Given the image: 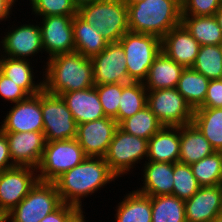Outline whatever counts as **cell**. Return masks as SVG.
<instances>
[{
	"label": "cell",
	"mask_w": 222,
	"mask_h": 222,
	"mask_svg": "<svg viewBox=\"0 0 222 222\" xmlns=\"http://www.w3.org/2000/svg\"><path fill=\"white\" fill-rule=\"evenodd\" d=\"M86 157L76 138L46 142L36 168L38 179L54 182L62 174L79 165Z\"/></svg>",
	"instance_id": "cell-7"
},
{
	"label": "cell",
	"mask_w": 222,
	"mask_h": 222,
	"mask_svg": "<svg viewBox=\"0 0 222 222\" xmlns=\"http://www.w3.org/2000/svg\"><path fill=\"white\" fill-rule=\"evenodd\" d=\"M199 48L200 44L182 24L171 29L161 39V50L185 68L194 65Z\"/></svg>",
	"instance_id": "cell-19"
},
{
	"label": "cell",
	"mask_w": 222,
	"mask_h": 222,
	"mask_svg": "<svg viewBox=\"0 0 222 222\" xmlns=\"http://www.w3.org/2000/svg\"><path fill=\"white\" fill-rule=\"evenodd\" d=\"M180 156V126H164L148 140L147 161L177 163Z\"/></svg>",
	"instance_id": "cell-23"
},
{
	"label": "cell",
	"mask_w": 222,
	"mask_h": 222,
	"mask_svg": "<svg viewBox=\"0 0 222 222\" xmlns=\"http://www.w3.org/2000/svg\"><path fill=\"white\" fill-rule=\"evenodd\" d=\"M73 4L77 7V9L83 5L91 4L96 2L97 0H72Z\"/></svg>",
	"instance_id": "cell-46"
},
{
	"label": "cell",
	"mask_w": 222,
	"mask_h": 222,
	"mask_svg": "<svg viewBox=\"0 0 222 222\" xmlns=\"http://www.w3.org/2000/svg\"><path fill=\"white\" fill-rule=\"evenodd\" d=\"M118 127L128 134L149 140L164 126L146 105L141 111L123 120Z\"/></svg>",
	"instance_id": "cell-32"
},
{
	"label": "cell",
	"mask_w": 222,
	"mask_h": 222,
	"mask_svg": "<svg viewBox=\"0 0 222 222\" xmlns=\"http://www.w3.org/2000/svg\"><path fill=\"white\" fill-rule=\"evenodd\" d=\"M95 89L97 90L105 116L115 119L118 123V109L122 94V84L95 85Z\"/></svg>",
	"instance_id": "cell-38"
},
{
	"label": "cell",
	"mask_w": 222,
	"mask_h": 222,
	"mask_svg": "<svg viewBox=\"0 0 222 222\" xmlns=\"http://www.w3.org/2000/svg\"><path fill=\"white\" fill-rule=\"evenodd\" d=\"M15 5L16 4L12 0H0V24H2L1 22L3 21L6 22L7 20H11L10 15L15 11Z\"/></svg>",
	"instance_id": "cell-44"
},
{
	"label": "cell",
	"mask_w": 222,
	"mask_h": 222,
	"mask_svg": "<svg viewBox=\"0 0 222 222\" xmlns=\"http://www.w3.org/2000/svg\"><path fill=\"white\" fill-rule=\"evenodd\" d=\"M117 128L118 123L110 117L79 124L76 140L86 156L104 157Z\"/></svg>",
	"instance_id": "cell-16"
},
{
	"label": "cell",
	"mask_w": 222,
	"mask_h": 222,
	"mask_svg": "<svg viewBox=\"0 0 222 222\" xmlns=\"http://www.w3.org/2000/svg\"><path fill=\"white\" fill-rule=\"evenodd\" d=\"M91 61L94 85L132 82L127 73L125 52L119 42L108 43Z\"/></svg>",
	"instance_id": "cell-14"
},
{
	"label": "cell",
	"mask_w": 222,
	"mask_h": 222,
	"mask_svg": "<svg viewBox=\"0 0 222 222\" xmlns=\"http://www.w3.org/2000/svg\"><path fill=\"white\" fill-rule=\"evenodd\" d=\"M117 179L104 157L87 156L79 165L58 177L54 184L63 203L82 210L83 200Z\"/></svg>",
	"instance_id": "cell-1"
},
{
	"label": "cell",
	"mask_w": 222,
	"mask_h": 222,
	"mask_svg": "<svg viewBox=\"0 0 222 222\" xmlns=\"http://www.w3.org/2000/svg\"><path fill=\"white\" fill-rule=\"evenodd\" d=\"M215 16L217 18V21L219 23V26L222 29V4L221 6L216 10Z\"/></svg>",
	"instance_id": "cell-47"
},
{
	"label": "cell",
	"mask_w": 222,
	"mask_h": 222,
	"mask_svg": "<svg viewBox=\"0 0 222 222\" xmlns=\"http://www.w3.org/2000/svg\"><path fill=\"white\" fill-rule=\"evenodd\" d=\"M173 178L172 195L184 201L190 199L201 187L188 164L174 163Z\"/></svg>",
	"instance_id": "cell-36"
},
{
	"label": "cell",
	"mask_w": 222,
	"mask_h": 222,
	"mask_svg": "<svg viewBox=\"0 0 222 222\" xmlns=\"http://www.w3.org/2000/svg\"><path fill=\"white\" fill-rule=\"evenodd\" d=\"M129 30L162 39L182 19L181 0H139L127 3Z\"/></svg>",
	"instance_id": "cell-3"
},
{
	"label": "cell",
	"mask_w": 222,
	"mask_h": 222,
	"mask_svg": "<svg viewBox=\"0 0 222 222\" xmlns=\"http://www.w3.org/2000/svg\"><path fill=\"white\" fill-rule=\"evenodd\" d=\"M0 122L2 132H43L41 92L14 103Z\"/></svg>",
	"instance_id": "cell-15"
},
{
	"label": "cell",
	"mask_w": 222,
	"mask_h": 222,
	"mask_svg": "<svg viewBox=\"0 0 222 222\" xmlns=\"http://www.w3.org/2000/svg\"><path fill=\"white\" fill-rule=\"evenodd\" d=\"M199 108H222V79L210 80L204 103Z\"/></svg>",
	"instance_id": "cell-41"
},
{
	"label": "cell",
	"mask_w": 222,
	"mask_h": 222,
	"mask_svg": "<svg viewBox=\"0 0 222 222\" xmlns=\"http://www.w3.org/2000/svg\"><path fill=\"white\" fill-rule=\"evenodd\" d=\"M147 92L143 82L122 84V94L118 109V125L125 119L141 111L147 105Z\"/></svg>",
	"instance_id": "cell-33"
},
{
	"label": "cell",
	"mask_w": 222,
	"mask_h": 222,
	"mask_svg": "<svg viewBox=\"0 0 222 222\" xmlns=\"http://www.w3.org/2000/svg\"><path fill=\"white\" fill-rule=\"evenodd\" d=\"M181 24L197 40L200 46L222 45V29L215 15H182Z\"/></svg>",
	"instance_id": "cell-28"
},
{
	"label": "cell",
	"mask_w": 222,
	"mask_h": 222,
	"mask_svg": "<svg viewBox=\"0 0 222 222\" xmlns=\"http://www.w3.org/2000/svg\"><path fill=\"white\" fill-rule=\"evenodd\" d=\"M43 65L44 89L56 95L95 86L90 58L80 53L59 54ZM45 70V71H44Z\"/></svg>",
	"instance_id": "cell-2"
},
{
	"label": "cell",
	"mask_w": 222,
	"mask_h": 222,
	"mask_svg": "<svg viewBox=\"0 0 222 222\" xmlns=\"http://www.w3.org/2000/svg\"><path fill=\"white\" fill-rule=\"evenodd\" d=\"M222 0H181L182 15L213 16Z\"/></svg>",
	"instance_id": "cell-39"
},
{
	"label": "cell",
	"mask_w": 222,
	"mask_h": 222,
	"mask_svg": "<svg viewBox=\"0 0 222 222\" xmlns=\"http://www.w3.org/2000/svg\"><path fill=\"white\" fill-rule=\"evenodd\" d=\"M36 168L15 166L0 172V216L5 217L38 181Z\"/></svg>",
	"instance_id": "cell-12"
},
{
	"label": "cell",
	"mask_w": 222,
	"mask_h": 222,
	"mask_svg": "<svg viewBox=\"0 0 222 222\" xmlns=\"http://www.w3.org/2000/svg\"><path fill=\"white\" fill-rule=\"evenodd\" d=\"M116 205L115 222H152L150 196L128 191Z\"/></svg>",
	"instance_id": "cell-26"
},
{
	"label": "cell",
	"mask_w": 222,
	"mask_h": 222,
	"mask_svg": "<svg viewBox=\"0 0 222 222\" xmlns=\"http://www.w3.org/2000/svg\"><path fill=\"white\" fill-rule=\"evenodd\" d=\"M9 144V153L15 166L37 168L46 139L43 132H3Z\"/></svg>",
	"instance_id": "cell-17"
},
{
	"label": "cell",
	"mask_w": 222,
	"mask_h": 222,
	"mask_svg": "<svg viewBox=\"0 0 222 222\" xmlns=\"http://www.w3.org/2000/svg\"><path fill=\"white\" fill-rule=\"evenodd\" d=\"M211 222H222V214L218 215L216 218H214Z\"/></svg>",
	"instance_id": "cell-48"
},
{
	"label": "cell",
	"mask_w": 222,
	"mask_h": 222,
	"mask_svg": "<svg viewBox=\"0 0 222 222\" xmlns=\"http://www.w3.org/2000/svg\"><path fill=\"white\" fill-rule=\"evenodd\" d=\"M0 222H6L5 217H0Z\"/></svg>",
	"instance_id": "cell-50"
},
{
	"label": "cell",
	"mask_w": 222,
	"mask_h": 222,
	"mask_svg": "<svg viewBox=\"0 0 222 222\" xmlns=\"http://www.w3.org/2000/svg\"><path fill=\"white\" fill-rule=\"evenodd\" d=\"M190 167L201 187L222 184V152L215 151L212 155L190 164Z\"/></svg>",
	"instance_id": "cell-35"
},
{
	"label": "cell",
	"mask_w": 222,
	"mask_h": 222,
	"mask_svg": "<svg viewBox=\"0 0 222 222\" xmlns=\"http://www.w3.org/2000/svg\"><path fill=\"white\" fill-rule=\"evenodd\" d=\"M62 203L54 182L38 180L28 195L5 216V219L6 222H40Z\"/></svg>",
	"instance_id": "cell-8"
},
{
	"label": "cell",
	"mask_w": 222,
	"mask_h": 222,
	"mask_svg": "<svg viewBox=\"0 0 222 222\" xmlns=\"http://www.w3.org/2000/svg\"><path fill=\"white\" fill-rule=\"evenodd\" d=\"M147 106L163 126L179 127L192 123L194 110L177 88L148 90Z\"/></svg>",
	"instance_id": "cell-10"
},
{
	"label": "cell",
	"mask_w": 222,
	"mask_h": 222,
	"mask_svg": "<svg viewBox=\"0 0 222 222\" xmlns=\"http://www.w3.org/2000/svg\"><path fill=\"white\" fill-rule=\"evenodd\" d=\"M3 54H2V44L0 41V66H1V60H2Z\"/></svg>",
	"instance_id": "cell-49"
},
{
	"label": "cell",
	"mask_w": 222,
	"mask_h": 222,
	"mask_svg": "<svg viewBox=\"0 0 222 222\" xmlns=\"http://www.w3.org/2000/svg\"><path fill=\"white\" fill-rule=\"evenodd\" d=\"M35 21L36 24L35 22H30L28 24L21 23V25H15L13 22L12 26H7L8 32H4L5 36H1L0 39L3 56L31 61L37 54L41 53L43 55L41 30L38 19H35Z\"/></svg>",
	"instance_id": "cell-11"
},
{
	"label": "cell",
	"mask_w": 222,
	"mask_h": 222,
	"mask_svg": "<svg viewBox=\"0 0 222 222\" xmlns=\"http://www.w3.org/2000/svg\"><path fill=\"white\" fill-rule=\"evenodd\" d=\"M75 51L86 58L102 52L109 43L94 26L84 21L78 14L73 17Z\"/></svg>",
	"instance_id": "cell-27"
},
{
	"label": "cell",
	"mask_w": 222,
	"mask_h": 222,
	"mask_svg": "<svg viewBox=\"0 0 222 222\" xmlns=\"http://www.w3.org/2000/svg\"><path fill=\"white\" fill-rule=\"evenodd\" d=\"M29 95L11 79L0 72V97L8 103H17L24 100Z\"/></svg>",
	"instance_id": "cell-40"
},
{
	"label": "cell",
	"mask_w": 222,
	"mask_h": 222,
	"mask_svg": "<svg viewBox=\"0 0 222 222\" xmlns=\"http://www.w3.org/2000/svg\"><path fill=\"white\" fill-rule=\"evenodd\" d=\"M147 154L148 140L128 134L118 127L104 159L109 169L120 179L133 174L132 169L138 163L146 162Z\"/></svg>",
	"instance_id": "cell-6"
},
{
	"label": "cell",
	"mask_w": 222,
	"mask_h": 222,
	"mask_svg": "<svg viewBox=\"0 0 222 222\" xmlns=\"http://www.w3.org/2000/svg\"><path fill=\"white\" fill-rule=\"evenodd\" d=\"M75 15H54L40 17V30L44 57L50 59L59 54H70L75 51L73 35V17Z\"/></svg>",
	"instance_id": "cell-13"
},
{
	"label": "cell",
	"mask_w": 222,
	"mask_h": 222,
	"mask_svg": "<svg viewBox=\"0 0 222 222\" xmlns=\"http://www.w3.org/2000/svg\"><path fill=\"white\" fill-rule=\"evenodd\" d=\"M35 18L54 15H76L77 7L72 0H29Z\"/></svg>",
	"instance_id": "cell-37"
},
{
	"label": "cell",
	"mask_w": 222,
	"mask_h": 222,
	"mask_svg": "<svg viewBox=\"0 0 222 222\" xmlns=\"http://www.w3.org/2000/svg\"><path fill=\"white\" fill-rule=\"evenodd\" d=\"M192 123L215 151L222 152V108H197Z\"/></svg>",
	"instance_id": "cell-29"
},
{
	"label": "cell",
	"mask_w": 222,
	"mask_h": 222,
	"mask_svg": "<svg viewBox=\"0 0 222 222\" xmlns=\"http://www.w3.org/2000/svg\"><path fill=\"white\" fill-rule=\"evenodd\" d=\"M214 152L210 142L193 123L180 126L179 163L190 165Z\"/></svg>",
	"instance_id": "cell-25"
},
{
	"label": "cell",
	"mask_w": 222,
	"mask_h": 222,
	"mask_svg": "<svg viewBox=\"0 0 222 222\" xmlns=\"http://www.w3.org/2000/svg\"><path fill=\"white\" fill-rule=\"evenodd\" d=\"M15 167L9 153V144L6 135L0 134V172Z\"/></svg>",
	"instance_id": "cell-43"
},
{
	"label": "cell",
	"mask_w": 222,
	"mask_h": 222,
	"mask_svg": "<svg viewBox=\"0 0 222 222\" xmlns=\"http://www.w3.org/2000/svg\"><path fill=\"white\" fill-rule=\"evenodd\" d=\"M43 133L46 142L76 138L77 123L60 95L41 91Z\"/></svg>",
	"instance_id": "cell-9"
},
{
	"label": "cell",
	"mask_w": 222,
	"mask_h": 222,
	"mask_svg": "<svg viewBox=\"0 0 222 222\" xmlns=\"http://www.w3.org/2000/svg\"><path fill=\"white\" fill-rule=\"evenodd\" d=\"M32 62L30 60L3 56L0 66V72L20 86L29 96L36 95L44 89V82L42 80L44 76L42 74L40 79L38 74L35 76L38 70L34 71L36 66H32Z\"/></svg>",
	"instance_id": "cell-22"
},
{
	"label": "cell",
	"mask_w": 222,
	"mask_h": 222,
	"mask_svg": "<svg viewBox=\"0 0 222 222\" xmlns=\"http://www.w3.org/2000/svg\"><path fill=\"white\" fill-rule=\"evenodd\" d=\"M152 222H186L185 201L173 195L150 196Z\"/></svg>",
	"instance_id": "cell-31"
},
{
	"label": "cell",
	"mask_w": 222,
	"mask_h": 222,
	"mask_svg": "<svg viewBox=\"0 0 222 222\" xmlns=\"http://www.w3.org/2000/svg\"><path fill=\"white\" fill-rule=\"evenodd\" d=\"M184 68L161 50L153 60L147 78L143 81L144 87L147 90L176 88Z\"/></svg>",
	"instance_id": "cell-24"
},
{
	"label": "cell",
	"mask_w": 222,
	"mask_h": 222,
	"mask_svg": "<svg viewBox=\"0 0 222 222\" xmlns=\"http://www.w3.org/2000/svg\"><path fill=\"white\" fill-rule=\"evenodd\" d=\"M133 1H139V0H125L126 3H130V2H133Z\"/></svg>",
	"instance_id": "cell-51"
},
{
	"label": "cell",
	"mask_w": 222,
	"mask_h": 222,
	"mask_svg": "<svg viewBox=\"0 0 222 222\" xmlns=\"http://www.w3.org/2000/svg\"><path fill=\"white\" fill-rule=\"evenodd\" d=\"M209 82L210 80L204 75L198 73L192 67H188L184 68L176 88L195 110L204 103Z\"/></svg>",
	"instance_id": "cell-30"
},
{
	"label": "cell",
	"mask_w": 222,
	"mask_h": 222,
	"mask_svg": "<svg viewBox=\"0 0 222 222\" xmlns=\"http://www.w3.org/2000/svg\"><path fill=\"white\" fill-rule=\"evenodd\" d=\"M192 68L208 80L222 79V45L200 46Z\"/></svg>",
	"instance_id": "cell-34"
},
{
	"label": "cell",
	"mask_w": 222,
	"mask_h": 222,
	"mask_svg": "<svg viewBox=\"0 0 222 222\" xmlns=\"http://www.w3.org/2000/svg\"><path fill=\"white\" fill-rule=\"evenodd\" d=\"M77 14L109 42H118L129 30L125 0H97L78 8Z\"/></svg>",
	"instance_id": "cell-4"
},
{
	"label": "cell",
	"mask_w": 222,
	"mask_h": 222,
	"mask_svg": "<svg viewBox=\"0 0 222 222\" xmlns=\"http://www.w3.org/2000/svg\"><path fill=\"white\" fill-rule=\"evenodd\" d=\"M222 214V184L205 186L185 200L186 222H211Z\"/></svg>",
	"instance_id": "cell-18"
},
{
	"label": "cell",
	"mask_w": 222,
	"mask_h": 222,
	"mask_svg": "<svg viewBox=\"0 0 222 222\" xmlns=\"http://www.w3.org/2000/svg\"><path fill=\"white\" fill-rule=\"evenodd\" d=\"M85 209L78 210L69 220L68 222H88L89 220H86Z\"/></svg>",
	"instance_id": "cell-45"
},
{
	"label": "cell",
	"mask_w": 222,
	"mask_h": 222,
	"mask_svg": "<svg viewBox=\"0 0 222 222\" xmlns=\"http://www.w3.org/2000/svg\"><path fill=\"white\" fill-rule=\"evenodd\" d=\"M2 133V125H0V134Z\"/></svg>",
	"instance_id": "cell-52"
},
{
	"label": "cell",
	"mask_w": 222,
	"mask_h": 222,
	"mask_svg": "<svg viewBox=\"0 0 222 222\" xmlns=\"http://www.w3.org/2000/svg\"><path fill=\"white\" fill-rule=\"evenodd\" d=\"M60 96L66 102L77 125L106 117L95 86L62 93Z\"/></svg>",
	"instance_id": "cell-20"
},
{
	"label": "cell",
	"mask_w": 222,
	"mask_h": 222,
	"mask_svg": "<svg viewBox=\"0 0 222 222\" xmlns=\"http://www.w3.org/2000/svg\"><path fill=\"white\" fill-rule=\"evenodd\" d=\"M79 209L71 204L62 203L56 210L46 215L40 222H68Z\"/></svg>",
	"instance_id": "cell-42"
},
{
	"label": "cell",
	"mask_w": 222,
	"mask_h": 222,
	"mask_svg": "<svg viewBox=\"0 0 222 222\" xmlns=\"http://www.w3.org/2000/svg\"><path fill=\"white\" fill-rule=\"evenodd\" d=\"M125 52L128 77L143 82L155 57L161 52V39L154 35L128 31L118 41Z\"/></svg>",
	"instance_id": "cell-5"
},
{
	"label": "cell",
	"mask_w": 222,
	"mask_h": 222,
	"mask_svg": "<svg viewBox=\"0 0 222 222\" xmlns=\"http://www.w3.org/2000/svg\"><path fill=\"white\" fill-rule=\"evenodd\" d=\"M141 165L143 185L136 191L147 196L172 195L173 163L146 161Z\"/></svg>",
	"instance_id": "cell-21"
}]
</instances>
